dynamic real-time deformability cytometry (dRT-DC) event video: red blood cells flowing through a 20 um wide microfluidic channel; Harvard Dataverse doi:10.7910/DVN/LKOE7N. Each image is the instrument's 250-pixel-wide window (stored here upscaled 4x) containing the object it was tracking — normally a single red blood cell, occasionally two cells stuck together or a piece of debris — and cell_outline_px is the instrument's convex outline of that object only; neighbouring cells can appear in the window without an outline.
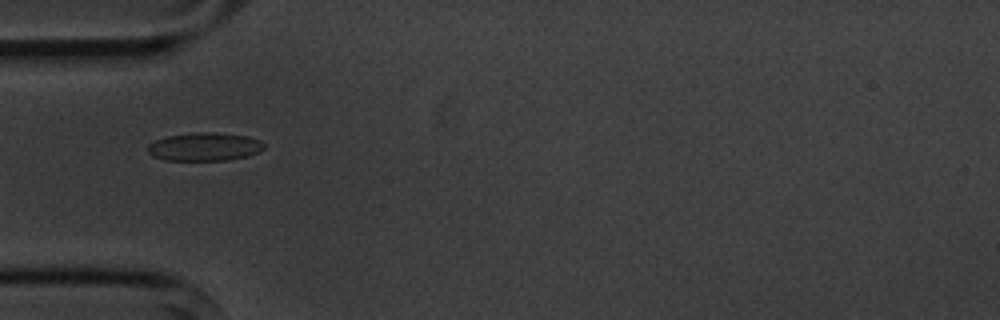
{"species": "common noctule bat (a hibernating species)", "species_latin": "Nyctalus noctula", "temperature_condition": "cold", "stored_images_in_passage": 7, "camera_frame_rate_fps": 3000, "um_per_image_px": 0.085, "animal": {"sex": "male", "body_mass_g": 20.1, "forearm_length_mm": 53.5}, "frame": {"image": 1, "passage_image": 1, "time_ms": 0.0, "image_size_px": [1000, 320], "cell_outline_px": [[264, 148], [248, 156], [228, 160], [164, 160], [152, 156], [148, 152], [148, 144], [156, 140], [168, 136], [200, 132], [212, 132], [248, 136], [260, 140], [264, 144]], "centroid_in_image_um": [17.38, 12.48], "position_along_channel_um": 67.6, "area_um2": 19.02}}
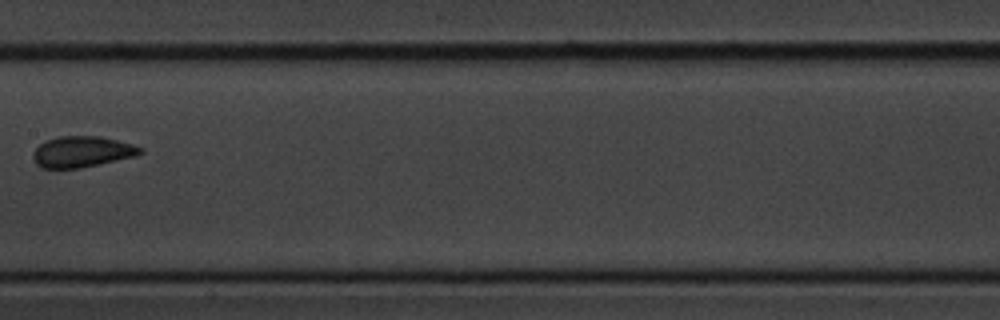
{"frame": {"image": 2, "passage_image": 4, "time_ms": 3.667, "image_size_px": [1000, 320], "cell_outline_px": [[144, 152], [136, 156], [80, 168], [40, 168], [36, 164], [32, 156], [32, 152], [40, 144], [48, 140], [60, 136], [100, 136], [132, 144], [144, 148]], "centroid_in_image_um": [6.98, 12.9], "position_along_channel_um": 200.4, "area_um2": 19.36}}
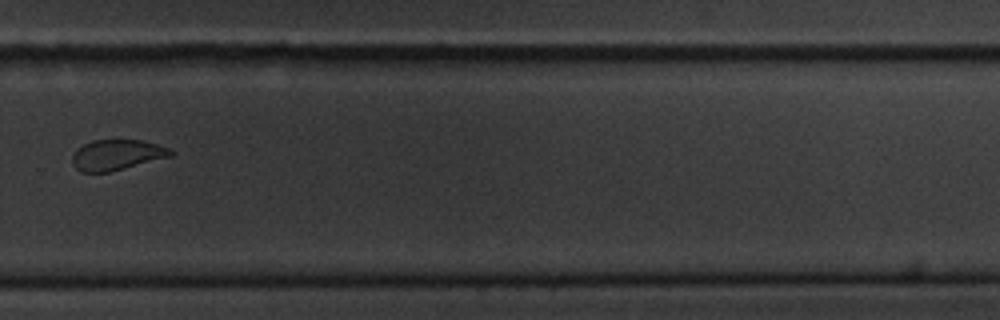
{"frame": {"image": 3, "passage_image": 7, "time_ms": 7.0, "image_size_px": [1000, 320], "cell_outline_px": [[176, 152], [172, 156], [108, 172], [80, 172], [72, 164], [72, 152], [76, 148], [92, 140], [140, 140], [172, 148]], "centroid_in_image_um": [9.92, 13.16], "position_along_channel_um": 319.9, "area_um2": 17.63}}